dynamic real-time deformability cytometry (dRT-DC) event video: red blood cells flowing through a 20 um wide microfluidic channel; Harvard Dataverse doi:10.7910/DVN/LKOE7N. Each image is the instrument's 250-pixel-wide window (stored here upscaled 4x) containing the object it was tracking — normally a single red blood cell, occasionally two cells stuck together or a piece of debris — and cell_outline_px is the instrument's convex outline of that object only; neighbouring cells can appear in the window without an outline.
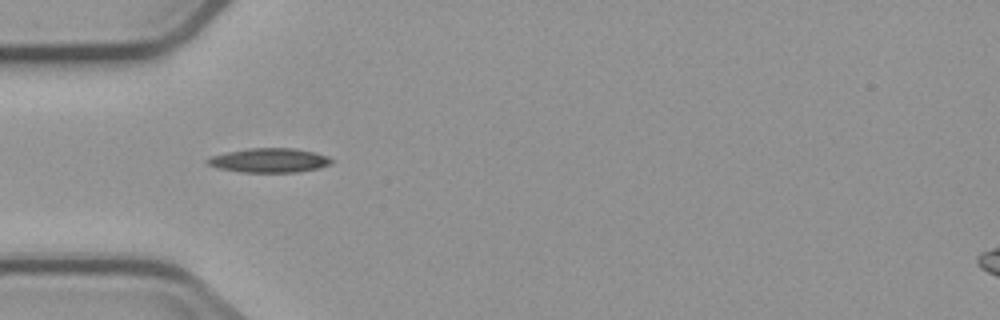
{"species": "common noctule bat (a hibernating species)", "species_latin": "Nyctalus noctula", "temperature_condition": "cold", "stored_images_in_passage": 6, "camera_frame_rate_fps": 3000, "um_per_image_px": 0.085, "animal": {"sex": "male", "body_mass_g": 23.1, "forearm_length_mm": 52.7}, "frame": {"image": 1, "passage_image": 5, "time_ms": 4.667, "image_size_px": [1000, 320], "cell_outline_px": [[332, 164], [316, 168], [296, 172], [240, 172], [220, 168], [208, 164], [204, 160], [212, 156], [228, 152], [248, 148], [296, 148], [316, 152], [328, 156], [332, 160]], "centroid_in_image_um": [22.91, 13.62], "position_along_channel_um": 62.1, "area_um2": 17.46}}
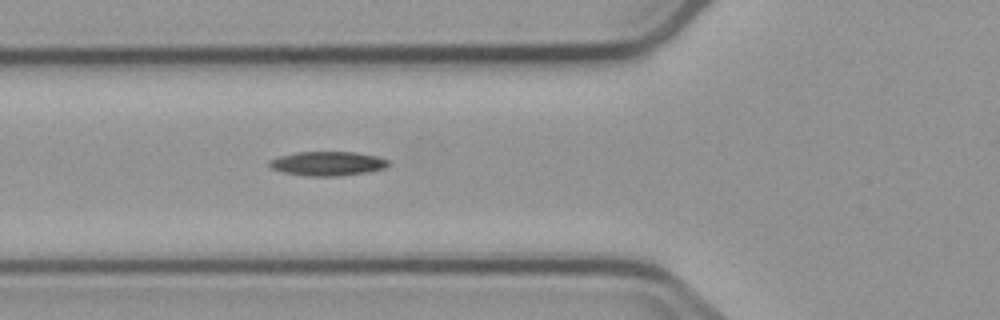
{"frame": {"image": 2, "passage_image": 6, "time_ms": 5.667, "image_size_px": [1000, 320], "cell_outline_px": [[388, 164], [384, 168], [368, 172], [340, 176], [312, 176], [284, 172], [272, 168], [268, 164], [268, 160], [280, 156], [296, 152], [356, 152], [376, 156], [388, 160]], "centroid_in_image_um": [27.84, 13.9], "position_along_channel_um": 98.0, "area_um2": 16.65}}